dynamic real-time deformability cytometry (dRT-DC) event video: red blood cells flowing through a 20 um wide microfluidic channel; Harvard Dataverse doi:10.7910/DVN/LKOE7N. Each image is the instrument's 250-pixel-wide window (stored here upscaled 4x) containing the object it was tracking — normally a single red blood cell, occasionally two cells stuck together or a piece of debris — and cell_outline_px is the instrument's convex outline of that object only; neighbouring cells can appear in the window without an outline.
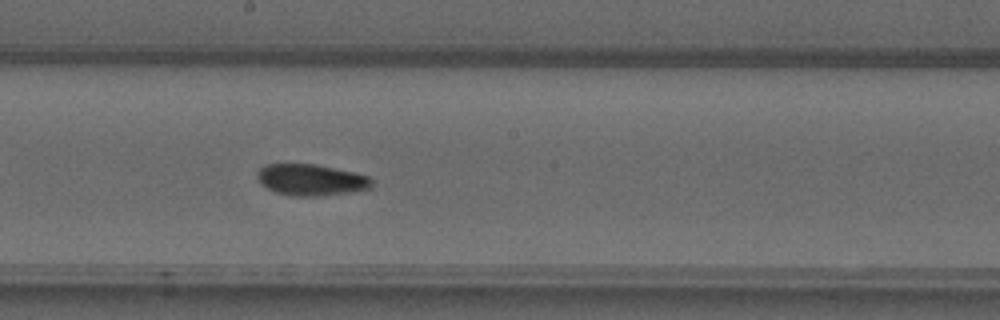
{"species": "common noctule bat (a hibernating species)", "species_latin": "Nyctalus noctula", "temperature_condition": "warm", "stored_images_in_passage": 33, "camera_frame_rate_fps": 3000, "um_per_image_px": 0.085, "animal": {"sex": "male", "forearm_length_mm": 52.5}, "frame": {"image": 1, "passage_image": 15, "time_ms": 4.667, "image_size_px": [1000, 320], "cell_outline_px": [[372, 188], [348, 192], [316, 196], [292, 196], [276, 192], [260, 184], [256, 176], [256, 172], [264, 164], [316, 164], [352, 172], [368, 176], [372, 180]], "centroid_in_image_um": [26.39, 15.28], "position_along_channel_um": 221.8, "area_um2": 20.87}}
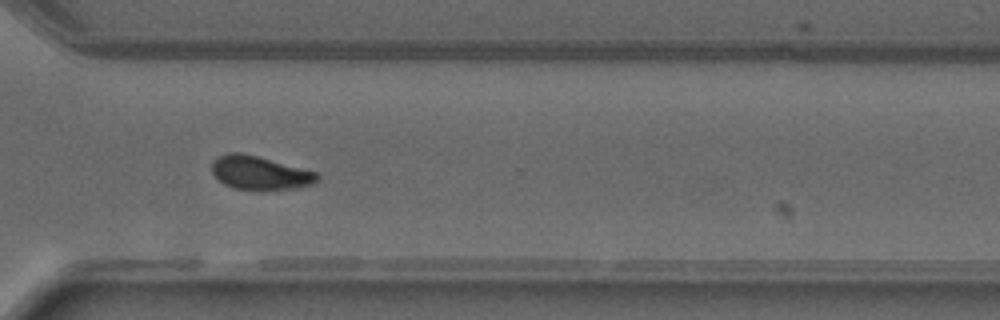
{"frame": {"image": 2, "passage_image": 24, "time_ms": 7.667, "image_size_px": [1000, 320], "cell_outline_px": [[320, 180], [312, 184], [296, 188], [236, 188], [224, 184], [212, 172], [212, 160], [228, 152], [240, 152], [256, 156], [316, 172], [320, 176]], "centroid_in_image_um": [22.08, 14.67], "position_along_channel_um": 348.5, "area_um2": 19.94}}